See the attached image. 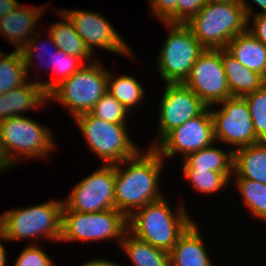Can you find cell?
<instances>
[{"label": "cell", "instance_id": "7", "mask_svg": "<svg viewBox=\"0 0 266 266\" xmlns=\"http://www.w3.org/2000/svg\"><path fill=\"white\" fill-rule=\"evenodd\" d=\"M93 154L103 164H117L135 156L141 149L128 135V124H114L93 116L90 112L74 118Z\"/></svg>", "mask_w": 266, "mask_h": 266}, {"label": "cell", "instance_id": "23", "mask_svg": "<svg viewBox=\"0 0 266 266\" xmlns=\"http://www.w3.org/2000/svg\"><path fill=\"white\" fill-rule=\"evenodd\" d=\"M118 246H121L133 266H170L169 252L137 239L128 231Z\"/></svg>", "mask_w": 266, "mask_h": 266}, {"label": "cell", "instance_id": "20", "mask_svg": "<svg viewBox=\"0 0 266 266\" xmlns=\"http://www.w3.org/2000/svg\"><path fill=\"white\" fill-rule=\"evenodd\" d=\"M233 176L266 184V141L234 150Z\"/></svg>", "mask_w": 266, "mask_h": 266}, {"label": "cell", "instance_id": "25", "mask_svg": "<svg viewBox=\"0 0 266 266\" xmlns=\"http://www.w3.org/2000/svg\"><path fill=\"white\" fill-rule=\"evenodd\" d=\"M108 74V90L130 113L145 97V90L135 77L122 74V76ZM118 76V77H117Z\"/></svg>", "mask_w": 266, "mask_h": 266}, {"label": "cell", "instance_id": "37", "mask_svg": "<svg viewBox=\"0 0 266 266\" xmlns=\"http://www.w3.org/2000/svg\"><path fill=\"white\" fill-rule=\"evenodd\" d=\"M255 2L257 5H259L260 8H262V11H259V13H254L252 10V5L246 0H239V2L242 4L244 12L246 17L256 15V14H266V0H252Z\"/></svg>", "mask_w": 266, "mask_h": 266}, {"label": "cell", "instance_id": "27", "mask_svg": "<svg viewBox=\"0 0 266 266\" xmlns=\"http://www.w3.org/2000/svg\"><path fill=\"white\" fill-rule=\"evenodd\" d=\"M183 176L199 194H212L230 185L233 172H216L203 169H183Z\"/></svg>", "mask_w": 266, "mask_h": 266}, {"label": "cell", "instance_id": "21", "mask_svg": "<svg viewBox=\"0 0 266 266\" xmlns=\"http://www.w3.org/2000/svg\"><path fill=\"white\" fill-rule=\"evenodd\" d=\"M221 60L231 97H243L266 83L260 74L244 67L225 48L221 49Z\"/></svg>", "mask_w": 266, "mask_h": 266}, {"label": "cell", "instance_id": "41", "mask_svg": "<svg viewBox=\"0 0 266 266\" xmlns=\"http://www.w3.org/2000/svg\"><path fill=\"white\" fill-rule=\"evenodd\" d=\"M5 170H9V167L3 158V154L0 147V172Z\"/></svg>", "mask_w": 266, "mask_h": 266}, {"label": "cell", "instance_id": "19", "mask_svg": "<svg viewBox=\"0 0 266 266\" xmlns=\"http://www.w3.org/2000/svg\"><path fill=\"white\" fill-rule=\"evenodd\" d=\"M244 67L266 80V46L247 30L232 38L225 48Z\"/></svg>", "mask_w": 266, "mask_h": 266}, {"label": "cell", "instance_id": "9", "mask_svg": "<svg viewBox=\"0 0 266 266\" xmlns=\"http://www.w3.org/2000/svg\"><path fill=\"white\" fill-rule=\"evenodd\" d=\"M164 24L169 33L156 60L158 72L165 84L184 83L205 48L185 24Z\"/></svg>", "mask_w": 266, "mask_h": 266}, {"label": "cell", "instance_id": "11", "mask_svg": "<svg viewBox=\"0 0 266 266\" xmlns=\"http://www.w3.org/2000/svg\"><path fill=\"white\" fill-rule=\"evenodd\" d=\"M116 164H103L95 172L75 184L63 209L93 213L115 209Z\"/></svg>", "mask_w": 266, "mask_h": 266}, {"label": "cell", "instance_id": "31", "mask_svg": "<svg viewBox=\"0 0 266 266\" xmlns=\"http://www.w3.org/2000/svg\"><path fill=\"white\" fill-rule=\"evenodd\" d=\"M85 63L77 56L66 54L64 51L58 48L55 70L57 79L54 80H39L44 90L49 94L57 85H59L63 80L68 79L75 72H77Z\"/></svg>", "mask_w": 266, "mask_h": 266}, {"label": "cell", "instance_id": "8", "mask_svg": "<svg viewBox=\"0 0 266 266\" xmlns=\"http://www.w3.org/2000/svg\"><path fill=\"white\" fill-rule=\"evenodd\" d=\"M128 231L127 217L116 209L93 213L62 210L61 242L115 240L120 245Z\"/></svg>", "mask_w": 266, "mask_h": 266}, {"label": "cell", "instance_id": "30", "mask_svg": "<svg viewBox=\"0 0 266 266\" xmlns=\"http://www.w3.org/2000/svg\"><path fill=\"white\" fill-rule=\"evenodd\" d=\"M243 98L248 104L256 137L266 141V83Z\"/></svg>", "mask_w": 266, "mask_h": 266}, {"label": "cell", "instance_id": "13", "mask_svg": "<svg viewBox=\"0 0 266 266\" xmlns=\"http://www.w3.org/2000/svg\"><path fill=\"white\" fill-rule=\"evenodd\" d=\"M208 107L231 97L221 49L205 48L184 82Z\"/></svg>", "mask_w": 266, "mask_h": 266}, {"label": "cell", "instance_id": "42", "mask_svg": "<svg viewBox=\"0 0 266 266\" xmlns=\"http://www.w3.org/2000/svg\"><path fill=\"white\" fill-rule=\"evenodd\" d=\"M207 2L212 3H237L239 0H206Z\"/></svg>", "mask_w": 266, "mask_h": 266}, {"label": "cell", "instance_id": "16", "mask_svg": "<svg viewBox=\"0 0 266 266\" xmlns=\"http://www.w3.org/2000/svg\"><path fill=\"white\" fill-rule=\"evenodd\" d=\"M45 6L28 7L20 3L13 11L0 17V34L9 43L20 50L36 33V22L39 21Z\"/></svg>", "mask_w": 266, "mask_h": 266}, {"label": "cell", "instance_id": "14", "mask_svg": "<svg viewBox=\"0 0 266 266\" xmlns=\"http://www.w3.org/2000/svg\"><path fill=\"white\" fill-rule=\"evenodd\" d=\"M158 115V137L154 148L171 130L201 115L208 106L184 83H167Z\"/></svg>", "mask_w": 266, "mask_h": 266}, {"label": "cell", "instance_id": "32", "mask_svg": "<svg viewBox=\"0 0 266 266\" xmlns=\"http://www.w3.org/2000/svg\"><path fill=\"white\" fill-rule=\"evenodd\" d=\"M90 113L100 119L114 124H127L129 111L117 101L109 92H106L94 105Z\"/></svg>", "mask_w": 266, "mask_h": 266}, {"label": "cell", "instance_id": "1", "mask_svg": "<svg viewBox=\"0 0 266 266\" xmlns=\"http://www.w3.org/2000/svg\"><path fill=\"white\" fill-rule=\"evenodd\" d=\"M163 165L164 160L154 148L140 150L135 156L117 163L115 209L128 218L137 209L163 198L159 190Z\"/></svg>", "mask_w": 266, "mask_h": 266}, {"label": "cell", "instance_id": "33", "mask_svg": "<svg viewBox=\"0 0 266 266\" xmlns=\"http://www.w3.org/2000/svg\"><path fill=\"white\" fill-rule=\"evenodd\" d=\"M38 245L25 246L13 266H56L53 259Z\"/></svg>", "mask_w": 266, "mask_h": 266}, {"label": "cell", "instance_id": "10", "mask_svg": "<svg viewBox=\"0 0 266 266\" xmlns=\"http://www.w3.org/2000/svg\"><path fill=\"white\" fill-rule=\"evenodd\" d=\"M217 105L221 109L210 106L216 143L230 145L234 151L260 141L256 137L248 104L243 97H230Z\"/></svg>", "mask_w": 266, "mask_h": 266}, {"label": "cell", "instance_id": "3", "mask_svg": "<svg viewBox=\"0 0 266 266\" xmlns=\"http://www.w3.org/2000/svg\"><path fill=\"white\" fill-rule=\"evenodd\" d=\"M63 200H52L25 208H14L0 215V232L8 242L34 239L60 241L62 234ZM37 237V238H36Z\"/></svg>", "mask_w": 266, "mask_h": 266}, {"label": "cell", "instance_id": "29", "mask_svg": "<svg viewBox=\"0 0 266 266\" xmlns=\"http://www.w3.org/2000/svg\"><path fill=\"white\" fill-rule=\"evenodd\" d=\"M48 36H49L48 41H50V43L52 44V47L54 48V49L52 48V53L49 50H47V48H46L47 51H45V47L47 45H41V42L38 41V38L40 39V37H41V35L38 32L20 49V52L22 54V57H23V60L25 63V67H26V72H27L28 76H29L28 72L30 71L31 68H33L32 67L33 64H34V67L35 66L39 67L41 64H42V66H43V64L44 65L47 64L45 67H49L50 69L52 67V69H53L52 71L55 70V61H56V55H57L58 48H57L56 44L54 43L53 39L51 38L50 34ZM39 44L44 48H42ZM41 49H43V50H41ZM37 50L39 52H42L43 55H41V53H39ZM43 51H45V52H43ZM34 56H36V57H34ZM36 58H39L40 62L42 61L40 65H39V63H35L34 60H36ZM46 58H49L50 60L49 59L46 60Z\"/></svg>", "mask_w": 266, "mask_h": 266}, {"label": "cell", "instance_id": "2", "mask_svg": "<svg viewBox=\"0 0 266 266\" xmlns=\"http://www.w3.org/2000/svg\"><path fill=\"white\" fill-rule=\"evenodd\" d=\"M163 197L134 211L128 218V232L153 247L170 252L180 235L193 222L184 204L176 210Z\"/></svg>", "mask_w": 266, "mask_h": 266}, {"label": "cell", "instance_id": "4", "mask_svg": "<svg viewBox=\"0 0 266 266\" xmlns=\"http://www.w3.org/2000/svg\"><path fill=\"white\" fill-rule=\"evenodd\" d=\"M42 125L25 115L0 121V147L9 168L22 159L44 160L56 150L52 131Z\"/></svg>", "mask_w": 266, "mask_h": 266}, {"label": "cell", "instance_id": "28", "mask_svg": "<svg viewBox=\"0 0 266 266\" xmlns=\"http://www.w3.org/2000/svg\"><path fill=\"white\" fill-rule=\"evenodd\" d=\"M234 181L252 216L266 221V184L245 178H235Z\"/></svg>", "mask_w": 266, "mask_h": 266}, {"label": "cell", "instance_id": "35", "mask_svg": "<svg viewBox=\"0 0 266 266\" xmlns=\"http://www.w3.org/2000/svg\"><path fill=\"white\" fill-rule=\"evenodd\" d=\"M206 0H177V24H186L206 4Z\"/></svg>", "mask_w": 266, "mask_h": 266}, {"label": "cell", "instance_id": "12", "mask_svg": "<svg viewBox=\"0 0 266 266\" xmlns=\"http://www.w3.org/2000/svg\"><path fill=\"white\" fill-rule=\"evenodd\" d=\"M72 23L74 30L84 41L86 47L94 55L95 48L101 47L106 51L115 54H124V56L133 59V49L123 39L113 24L101 15L99 12L84 11L78 9H59Z\"/></svg>", "mask_w": 266, "mask_h": 266}, {"label": "cell", "instance_id": "26", "mask_svg": "<svg viewBox=\"0 0 266 266\" xmlns=\"http://www.w3.org/2000/svg\"><path fill=\"white\" fill-rule=\"evenodd\" d=\"M25 63L20 50L9 54L0 53V95L23 86L28 80Z\"/></svg>", "mask_w": 266, "mask_h": 266}, {"label": "cell", "instance_id": "6", "mask_svg": "<svg viewBox=\"0 0 266 266\" xmlns=\"http://www.w3.org/2000/svg\"><path fill=\"white\" fill-rule=\"evenodd\" d=\"M108 74L97 60L84 64L68 79L63 80L49 94V101L62 103L74 119L90 112L108 90Z\"/></svg>", "mask_w": 266, "mask_h": 266}, {"label": "cell", "instance_id": "40", "mask_svg": "<svg viewBox=\"0 0 266 266\" xmlns=\"http://www.w3.org/2000/svg\"><path fill=\"white\" fill-rule=\"evenodd\" d=\"M8 241L5 236L0 232V266H7V254H6V249L3 246L2 242Z\"/></svg>", "mask_w": 266, "mask_h": 266}, {"label": "cell", "instance_id": "36", "mask_svg": "<svg viewBox=\"0 0 266 266\" xmlns=\"http://www.w3.org/2000/svg\"><path fill=\"white\" fill-rule=\"evenodd\" d=\"M252 21L253 25H250ZM247 31L266 46V14L247 17Z\"/></svg>", "mask_w": 266, "mask_h": 266}, {"label": "cell", "instance_id": "17", "mask_svg": "<svg viewBox=\"0 0 266 266\" xmlns=\"http://www.w3.org/2000/svg\"><path fill=\"white\" fill-rule=\"evenodd\" d=\"M49 101L48 93L38 79L0 95V121L22 116L30 109H40Z\"/></svg>", "mask_w": 266, "mask_h": 266}, {"label": "cell", "instance_id": "24", "mask_svg": "<svg viewBox=\"0 0 266 266\" xmlns=\"http://www.w3.org/2000/svg\"><path fill=\"white\" fill-rule=\"evenodd\" d=\"M182 169H203L216 172H233L234 151L211 146L186 155Z\"/></svg>", "mask_w": 266, "mask_h": 266}, {"label": "cell", "instance_id": "15", "mask_svg": "<svg viewBox=\"0 0 266 266\" xmlns=\"http://www.w3.org/2000/svg\"><path fill=\"white\" fill-rule=\"evenodd\" d=\"M213 143L216 145L213 118L208 107L201 115L171 130L154 149L165 160L177 154L185 157Z\"/></svg>", "mask_w": 266, "mask_h": 266}, {"label": "cell", "instance_id": "22", "mask_svg": "<svg viewBox=\"0 0 266 266\" xmlns=\"http://www.w3.org/2000/svg\"><path fill=\"white\" fill-rule=\"evenodd\" d=\"M56 10V14L62 17V21L51 24L48 28V34H50L57 48L61 49L66 54L79 57L85 64L86 61L87 63L94 62L96 59L93 58V54L89 51L84 41L76 33L72 23L63 13L59 11L58 8Z\"/></svg>", "mask_w": 266, "mask_h": 266}, {"label": "cell", "instance_id": "5", "mask_svg": "<svg viewBox=\"0 0 266 266\" xmlns=\"http://www.w3.org/2000/svg\"><path fill=\"white\" fill-rule=\"evenodd\" d=\"M185 25L204 48L223 49L232 38L247 30V17L240 2H206Z\"/></svg>", "mask_w": 266, "mask_h": 266}, {"label": "cell", "instance_id": "18", "mask_svg": "<svg viewBox=\"0 0 266 266\" xmlns=\"http://www.w3.org/2000/svg\"><path fill=\"white\" fill-rule=\"evenodd\" d=\"M196 222L180 235L169 252L170 266H213ZM200 233V234H199Z\"/></svg>", "mask_w": 266, "mask_h": 266}, {"label": "cell", "instance_id": "39", "mask_svg": "<svg viewBox=\"0 0 266 266\" xmlns=\"http://www.w3.org/2000/svg\"><path fill=\"white\" fill-rule=\"evenodd\" d=\"M81 266H124V265L116 263L109 259L92 258L90 261L88 260L85 263L81 264Z\"/></svg>", "mask_w": 266, "mask_h": 266}, {"label": "cell", "instance_id": "34", "mask_svg": "<svg viewBox=\"0 0 266 266\" xmlns=\"http://www.w3.org/2000/svg\"><path fill=\"white\" fill-rule=\"evenodd\" d=\"M150 11L163 23L177 24V0H148Z\"/></svg>", "mask_w": 266, "mask_h": 266}, {"label": "cell", "instance_id": "38", "mask_svg": "<svg viewBox=\"0 0 266 266\" xmlns=\"http://www.w3.org/2000/svg\"><path fill=\"white\" fill-rule=\"evenodd\" d=\"M19 5L20 2L18 0H0V17L10 13Z\"/></svg>", "mask_w": 266, "mask_h": 266}]
</instances>
